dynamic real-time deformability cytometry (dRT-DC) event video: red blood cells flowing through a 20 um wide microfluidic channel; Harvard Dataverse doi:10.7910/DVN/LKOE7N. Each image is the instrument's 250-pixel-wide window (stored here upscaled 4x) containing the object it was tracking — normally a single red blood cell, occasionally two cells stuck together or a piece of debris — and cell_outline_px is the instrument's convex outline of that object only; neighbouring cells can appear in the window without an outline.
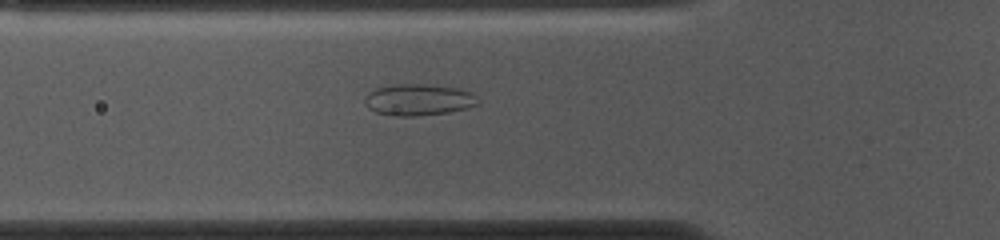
{"species": "common noctule bat (a hibernating species)", "species_latin": "Nyctalus noctula", "temperature_condition": "cold", "stored_images_in_passage": 53, "camera_frame_rate_fps": 3000, "um_per_image_px": 0.085, "animal": {"sex": "female", "body_mass_g": 10.0, "forearm_length_mm": 53.1}, "frame": {"image": 1, "passage_image": 17, "time_ms": 5.333, "image_size_px": [1000, 240], "cell_outline_px": [[480, 104], [468, 108], [448, 112], [416, 116], [392, 116], [376, 112], [368, 108], [364, 104], [364, 100], [368, 92], [376, 88], [396, 84], [424, 84], [456, 88], [472, 92], [480, 100]], "centroid_in_image_um": [35.58, 8.48], "position_along_channel_um": 90.2, "area_um2": 20.92}}
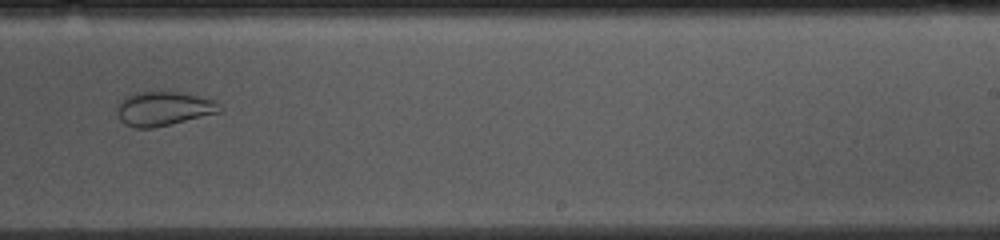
{"frame": {"image": 2, "passage_image": 32, "time_ms": 10.333, "image_size_px": [1000, 240], "cell_outline_px": [[224, 108], [220, 112], [172, 124], [152, 128], [136, 128], [124, 124], [120, 120], [116, 112], [116, 104], [124, 96], [136, 92], [176, 92], [196, 96], [212, 100], [220, 104]], "centroid_in_image_um": [13.85, 9.24], "position_along_channel_um": 275.2, "area_um2": 20.52}}
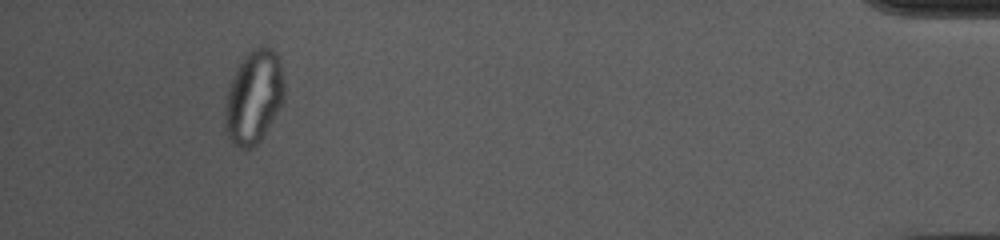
{"frame": {"image": 3, "passage_image": 49, "time_ms": 16.0, "image_size_px": [1000, 240], "cell_outline_px": [[284, 100], [280, 108], [264, 136], [252, 148], [240, 148], [232, 144], [228, 136], [224, 116], [224, 108], [228, 88], [236, 68], [244, 56], [252, 48], [268, 44], [280, 56], [284, 84]], "centroid_in_image_um": [21.59, 8.21], "position_along_channel_um": 413.6, "area_um2": 32.77}}